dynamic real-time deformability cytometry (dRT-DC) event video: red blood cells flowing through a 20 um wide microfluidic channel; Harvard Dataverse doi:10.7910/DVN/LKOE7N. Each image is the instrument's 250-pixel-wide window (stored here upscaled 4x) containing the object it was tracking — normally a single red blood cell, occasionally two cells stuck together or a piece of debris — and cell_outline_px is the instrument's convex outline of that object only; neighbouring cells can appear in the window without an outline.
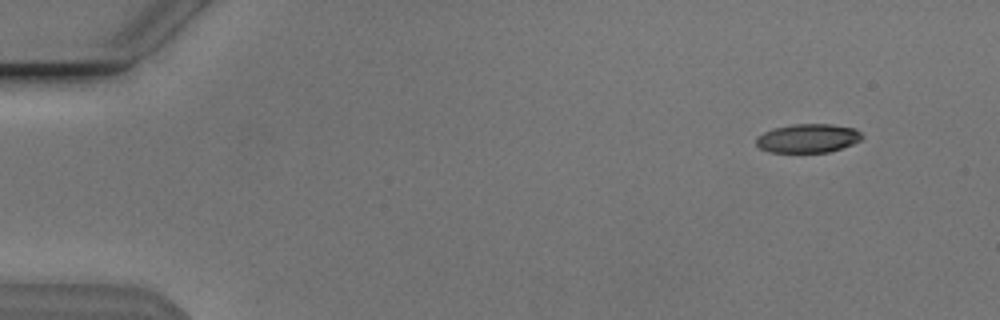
{"species": "Egyptian fruit bat (a non-hibernating species)", "species_latin": "Rousettus aegyptiacus", "temperature_condition": "cold", "stored_images_in_passage": 10, "camera_frame_rate_fps": 3000, "um_per_image_px": 0.085, "animal": {"sex": "male"}, "frame": {"image": 1, "passage_image": 1, "time_ms": 0.0, "image_size_px": [1000, 320], "cell_outline_px": [[864, 136], [860, 140], [852, 144], [828, 152], [768, 152], [760, 148], [756, 144], [756, 136], [764, 132], [776, 128], [796, 124], [832, 124], [856, 128]], "centroid_in_image_um": [68.68, 11.75], "position_along_channel_um": 16.3, "area_um2": 17.69}}